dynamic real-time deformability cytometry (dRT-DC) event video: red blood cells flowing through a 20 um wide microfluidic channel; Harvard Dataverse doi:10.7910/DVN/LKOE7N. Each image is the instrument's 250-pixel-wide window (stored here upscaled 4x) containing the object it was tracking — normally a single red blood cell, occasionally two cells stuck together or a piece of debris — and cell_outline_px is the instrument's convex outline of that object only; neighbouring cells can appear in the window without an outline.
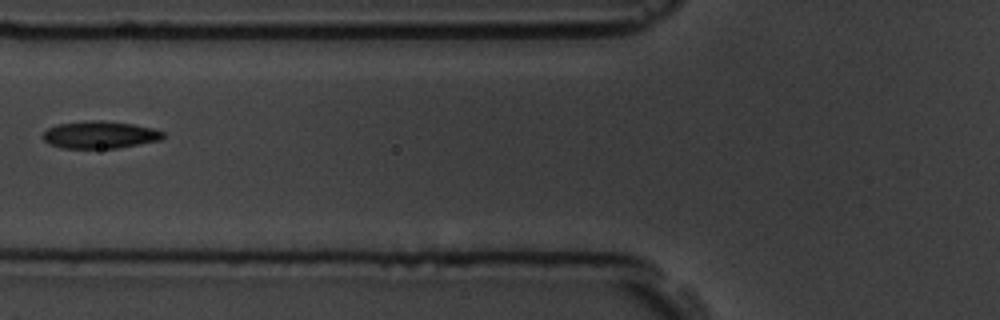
{"species": "common noctule bat (a hibernating species)", "species_latin": "Nyctalus noctula", "temperature_condition": "room temperature", "stored_images_in_passage": 6, "camera_frame_rate_fps": 3000, "um_per_image_px": 0.085, "animal": {"sex": "male", "body_mass_g": 19.5, "forearm_length_mm": 54.6}, "frame": {"image": 1, "passage_image": 6, "time_ms": 6.667, "image_size_px": [1000, 320], "cell_outline_px": [[164, 136], [160, 140], [116, 148], [64, 148], [48, 144], [40, 136], [48, 128], [56, 124], [92, 120], [96, 120], [132, 124], [152, 128], [164, 132]], "centroid_in_image_um": [8.44, 11.46], "position_along_channel_um": 117.4, "area_um2": 19.02}}